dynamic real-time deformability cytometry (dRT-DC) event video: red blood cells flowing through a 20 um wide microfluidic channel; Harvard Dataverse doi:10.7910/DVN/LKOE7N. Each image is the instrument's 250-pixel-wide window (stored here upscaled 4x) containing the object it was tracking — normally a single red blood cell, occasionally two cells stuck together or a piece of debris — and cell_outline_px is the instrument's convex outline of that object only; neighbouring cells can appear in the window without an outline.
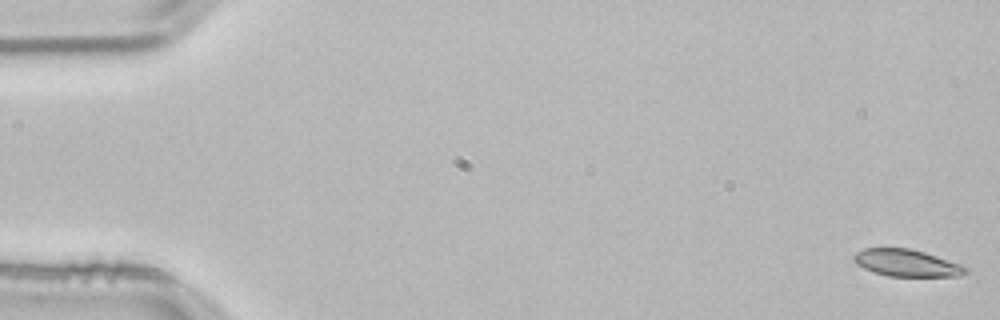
{"species": "common noctule bat (a hibernating species)", "species_latin": "Nyctalus noctula", "temperature_condition": "room temperature", "stored_images_in_passage": 53, "camera_frame_rate_fps": 3000, "um_per_image_px": 0.085, "animal": {"sex": "male", "body_mass_g": 21.5, "forearm_length_mm": 52.0}, "frame": {"image": 1, "passage_image": 1, "time_ms": 0.0, "image_size_px": [1000, 320], "cell_outline_px": [[968, 272], [960, 276], [888, 276], [872, 272], [856, 264], [852, 260], [852, 256], [856, 252], [864, 248], [912, 248], [968, 264]], "centroid_in_image_um": [77.15, 22.34], "position_along_channel_um": 7.9, "area_um2": 18.26}}
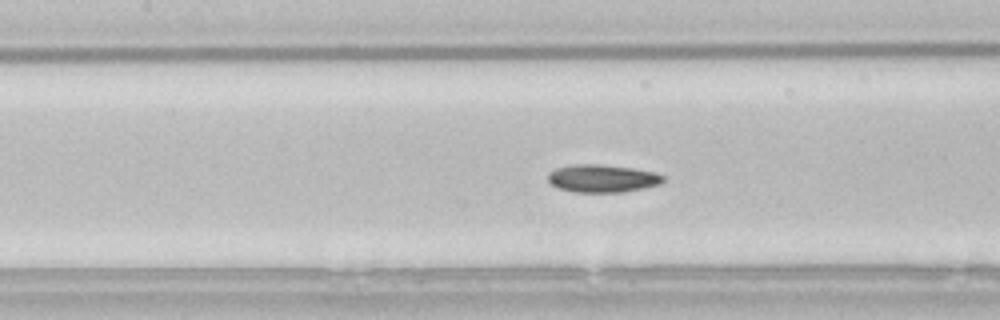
{"frame": {"image": 2, "passage_image": 24, "time_ms": 7.667, "image_size_px": [1000, 320], "cell_outline_px": [[664, 180], [660, 184], [644, 188], [624, 192], [576, 192], [560, 188], [552, 184], [548, 180], [548, 172], [556, 168], [572, 164], [600, 164], [632, 168], [656, 172], [664, 176]], "centroid_in_image_um": [51.21, 15.16], "position_along_channel_um": 156.2, "area_um2": 18.67}}
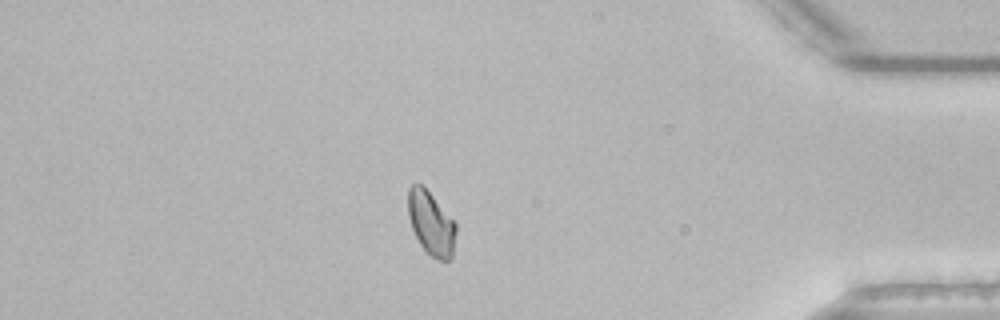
{"frame": {"image": 3, "passage_image": 46, "time_ms": 15.0, "image_size_px": [1000, 320], "cell_outline_px": [[456, 232], [452, 260], [440, 260], [432, 256], [420, 244], [412, 228], [408, 216], [408, 188], [412, 184], [424, 184], [456, 224]], "centroid_in_image_um": [36.64, 18.95], "position_along_channel_um": 398.6, "area_um2": 17.8}, "authors_computed_cell_mechanics": {"area_um2": 18.1492, "velocity_mm_per_s": 3.8157, "shape_relaxation_time_tau1_ms": 2.872, "shape_relaxation_time_tau2_ms": null, "deformation_change_tau1": 0.0933, "deformation_change_tau2": null}}